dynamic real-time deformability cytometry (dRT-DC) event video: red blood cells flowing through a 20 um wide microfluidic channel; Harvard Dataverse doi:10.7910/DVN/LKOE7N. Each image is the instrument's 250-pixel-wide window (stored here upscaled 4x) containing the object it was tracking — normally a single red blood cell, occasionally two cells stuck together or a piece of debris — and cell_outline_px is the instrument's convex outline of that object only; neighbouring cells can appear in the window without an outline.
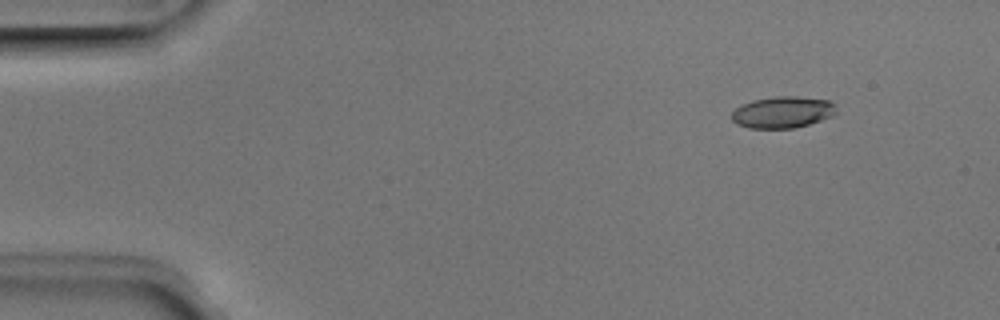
{"species": "Egyptian fruit bat (a non-hibernating species)", "species_latin": "Rousettus aegyptiacus", "temperature_condition": "room temperature", "stored_images_in_passage": 51, "camera_frame_rate_fps": 3000, "um_per_image_px": 0.085, "animal": {"sex": "male"}, "frame": {"image": 1, "passage_image": 6, "time_ms": 1.667, "image_size_px": [1000, 320], "cell_outline_px": [[836, 112], [832, 116], [808, 124], [792, 128], [748, 128], [736, 124], [732, 120], [732, 112], [740, 104], [752, 100], [776, 96], [796, 96], [828, 100], [836, 104]], "centroid_in_image_um": [66.5, 9.53], "position_along_channel_um": 18.5, "area_um2": 19.31}}
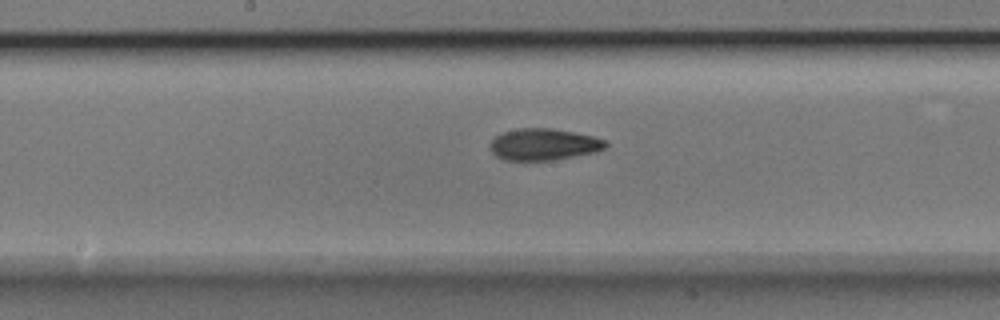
{"frame": {"image": 2, "passage_image": 27, "time_ms": 8.667, "image_size_px": [1000, 320], "cell_outline_px": [[608, 144], [604, 148], [596, 152], [552, 160], [504, 160], [496, 156], [492, 152], [488, 144], [496, 136], [504, 132], [520, 128], [552, 128], [592, 136], [604, 140]], "centroid_in_image_um": [46.18, 12.28], "position_along_channel_um": 202.0, "area_um2": 21.15}}
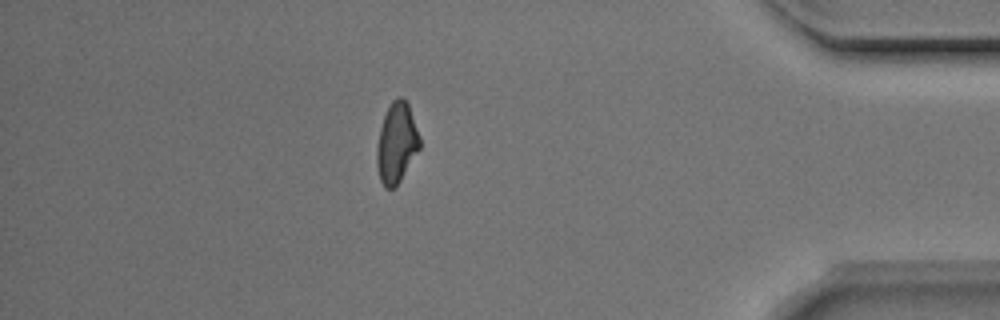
{"frame": {"image": 3, "passage_image": 45, "time_ms": 14.667, "image_size_px": [1000, 320], "cell_outline_px": [[420, 148], [396, 188], [384, 188], [380, 180], [376, 164], [376, 148], [380, 128], [384, 116], [392, 100], [400, 96], [408, 104], [420, 136]], "centroid_in_image_um": [33.7, 12.19], "position_along_channel_um": 401.5, "area_um2": 20.11}, "authors_computed_cell_mechanics": {"area_um2": 20.23, "velocity_mm_per_s": 3.981, "shape_relaxation_time_tau1_ms": 3.2373, "shape_relaxation_time_tau2_ms": 4.3149, "deformation_change_tau1": 0.1203, "deformation_change_tau2": 0.1104}}